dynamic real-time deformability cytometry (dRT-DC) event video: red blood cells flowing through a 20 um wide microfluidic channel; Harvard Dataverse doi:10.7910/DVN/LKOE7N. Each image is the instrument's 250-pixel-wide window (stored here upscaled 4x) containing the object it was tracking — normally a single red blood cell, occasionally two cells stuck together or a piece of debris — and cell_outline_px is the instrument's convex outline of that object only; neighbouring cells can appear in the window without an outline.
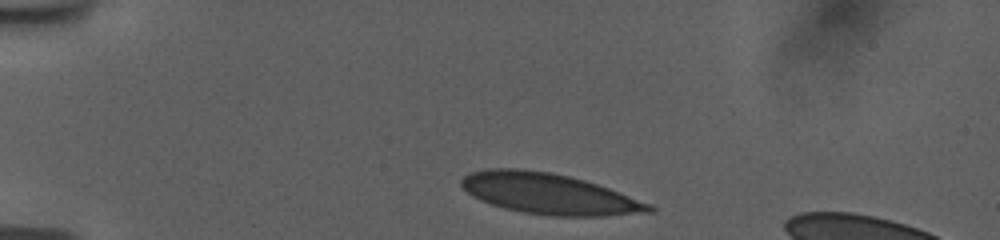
{"species": "human", "species_latin": "Homo sapiens", "temperature_condition": "room temperature", "stored_images_in_passage": 37, "camera_frame_rate_fps": 3000, "um_per_image_px": 0.085, "donor": {"sex": "female"}, "frame": {"image": 1, "passage_image": 1, "time_ms": 0.0, "image_size_px": [1000, 240], "cell_outline_px": [[656, 212], [600, 216], [552, 216], [524, 212], [504, 208], [480, 200], [472, 196], [460, 184], [460, 180], [464, 176], [472, 172], [488, 168], [520, 168], [552, 172], [584, 180], [608, 188], [652, 204], [656, 208]], "centroid_in_image_um": [46.68, 16.47], "position_along_channel_um": 38.3, "area_um2": 44.56}}
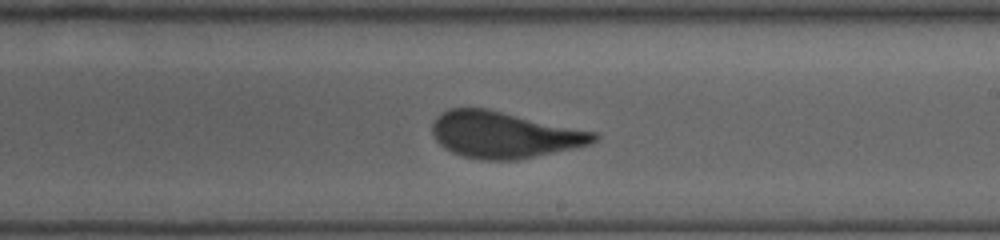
{"frame": {"image": 2, "passage_image": 22, "time_ms": 7.0, "image_size_px": [1000, 240], "cell_outline_px": [[600, 136], [596, 140], [588, 144], [572, 148], [516, 160], [484, 160], [464, 156], [452, 152], [444, 148], [436, 140], [432, 132], [432, 124], [436, 116], [448, 108], [488, 108], [596, 132]], "centroid_in_image_um": [42.82, 11.44], "position_along_channel_um": 246.2, "area_um2": 43.58}}
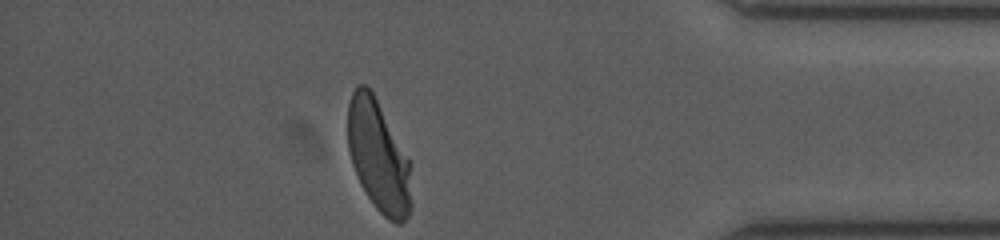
{"frame": {"image": 3, "passage_image": 37, "time_ms": 12.0, "image_size_px": [1000, 240], "cell_outline_px": [[412, 204], [408, 216], [400, 224], [396, 224], [388, 220], [376, 208], [360, 184], [352, 164], [348, 148], [348, 104], [352, 92], [356, 84], [364, 84], [372, 92], [408, 160]], "centroid_in_image_um": [32.14, 13.32], "position_along_channel_um": 403.1, "area_um2": 40.52}, "authors_computed_cell_mechanics": {"area_um2": 44.3904, "velocity_mm_per_s": 3.7337, "shape_relaxation_time_tau1_ms": 6.3586, "shape_relaxation_time_tau2_ms": null, "deformation_change_tau1": 0.2082, "deformation_change_tau2": null}}